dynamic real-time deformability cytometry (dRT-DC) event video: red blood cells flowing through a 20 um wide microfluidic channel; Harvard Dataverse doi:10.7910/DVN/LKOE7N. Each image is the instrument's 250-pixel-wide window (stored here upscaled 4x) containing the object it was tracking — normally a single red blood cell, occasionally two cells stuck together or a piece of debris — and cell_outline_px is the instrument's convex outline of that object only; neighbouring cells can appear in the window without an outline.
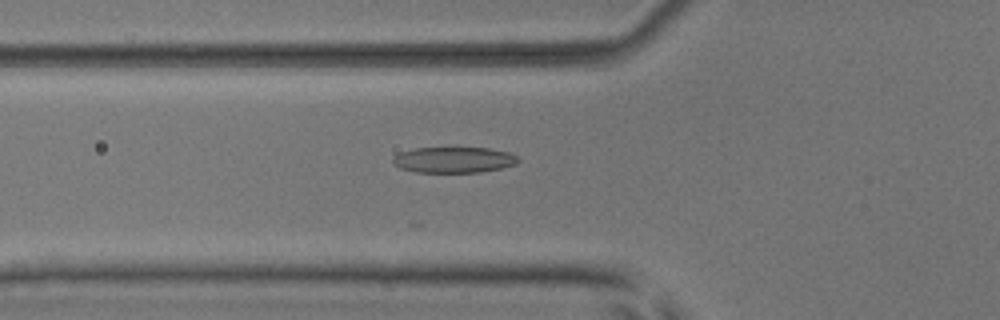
{"species": "common noctule bat (a hibernating species)", "species_latin": "Nyctalus noctula", "temperature_condition": "room temperature", "stored_images_in_passage": 23, "camera_frame_rate_fps": 3000, "um_per_image_px": 0.085, "animal": {"sex": "male", "body_mass_g": 17.9, "forearm_length_mm": 54.2}, "frame": {"image": 1, "passage_image": 12, "time_ms": 3.667, "image_size_px": [1000, 320], "cell_outline_px": [[520, 160], [516, 164], [500, 168], [480, 172], [416, 172], [400, 168], [392, 164], [392, 156], [400, 152], [416, 148], [488, 148], [508, 152], [516, 156]], "centroid_in_image_um": [38.53, 13.59], "position_along_channel_um": 87.3, "area_um2": 18.84}}
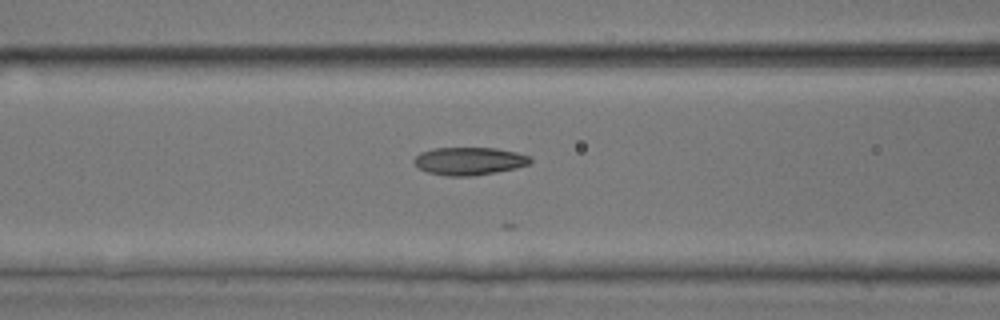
{"frame": {"image": 2, "passage_image": 15, "time_ms": 4.667, "image_size_px": [1000, 320], "cell_outline_px": [[532, 164], [516, 168], [496, 172], [472, 176], [448, 176], [428, 172], [420, 168], [412, 160], [420, 152], [432, 148], [496, 148], [516, 152], [532, 156]], "centroid_in_image_um": [39.93, 13.68], "position_along_channel_um": 126.7, "area_um2": 18.96}}